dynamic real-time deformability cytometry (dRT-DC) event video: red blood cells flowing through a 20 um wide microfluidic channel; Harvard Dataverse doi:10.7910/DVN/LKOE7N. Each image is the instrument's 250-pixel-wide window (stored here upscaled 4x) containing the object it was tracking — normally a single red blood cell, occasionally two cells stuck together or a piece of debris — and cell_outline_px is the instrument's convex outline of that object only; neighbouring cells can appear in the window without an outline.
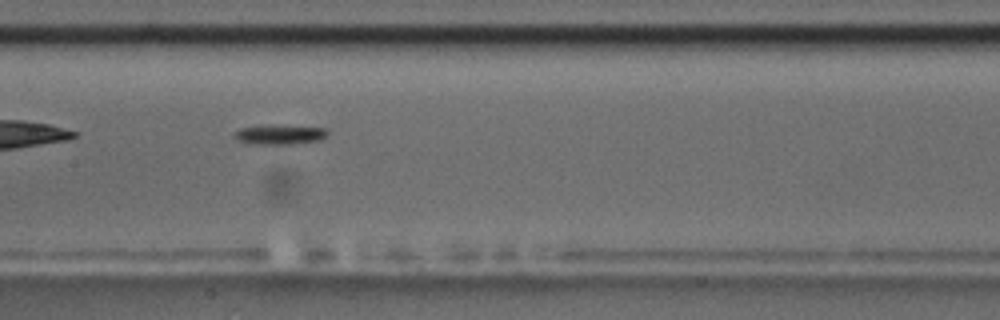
{"species": "common noctule bat (a hibernating species)", "species_latin": "Nyctalus noctula", "temperature_condition": "room temperature", "stored_images_in_passage": 5, "camera_frame_rate_fps": 3000, "um_per_image_px": 0.085, "animal": {"sex": "male", "body_mass_g": 17.5, "forearm_length_mm": 52.3}, "frame": {"image": 1, "passage_image": 4, "time_ms": 3.333, "image_size_px": [1000, 320], "cell_outline_px": [[328, 132], [320, 140], [296, 144], [248, 144], [236, 140], [232, 136], [232, 132], [240, 128], [272, 124], [328, 128]], "centroid_in_image_um": [23.71, 11.43], "position_along_channel_um": 183.7, "area_um2": 11.1}}